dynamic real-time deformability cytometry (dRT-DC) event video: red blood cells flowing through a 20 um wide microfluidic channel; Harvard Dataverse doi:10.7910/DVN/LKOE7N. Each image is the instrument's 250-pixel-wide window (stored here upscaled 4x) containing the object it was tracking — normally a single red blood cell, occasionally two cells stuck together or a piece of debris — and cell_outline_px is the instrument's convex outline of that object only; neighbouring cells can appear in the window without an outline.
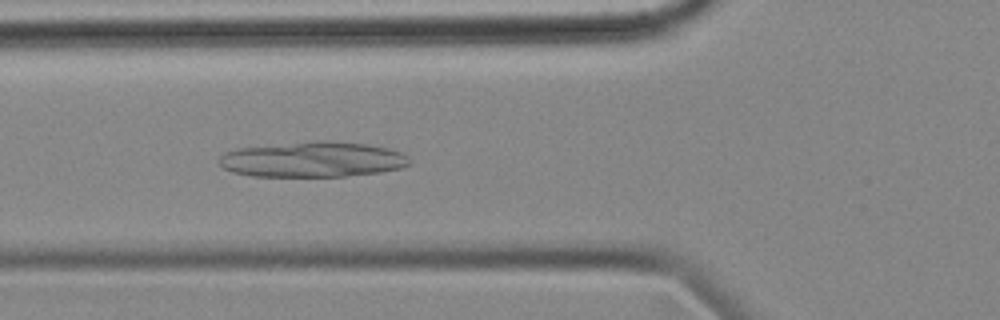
{"species": "common noctule bat (a hibernating species)", "species_latin": "Nyctalus noctula", "temperature_condition": "cold", "stored_images_in_passage": 56, "camera_frame_rate_fps": 3000, "um_per_image_px": 0.085, "animal": {"sex": "female", "body_mass_g": 18.4}, "frame": {"image": 1, "passage_image": 20, "time_ms": 6.333, "image_size_px": [1000, 320], "cell_outline_px": [[408, 164], [400, 168], [380, 172], [344, 176], [252, 176], [232, 172], [224, 168], [216, 160], [224, 152], [236, 148], [312, 140], [328, 140], [368, 144], [388, 148], [400, 152], [408, 156]], "centroid_in_image_um": [26.53, 13.54], "position_along_channel_um": 99.3, "area_um2": 39.54}}
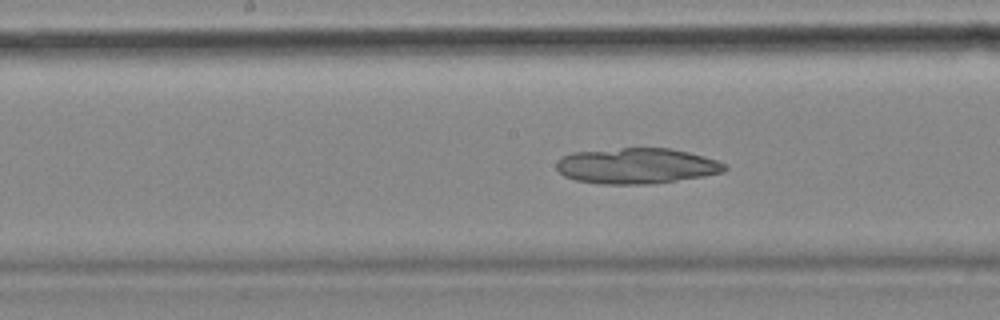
{"frame": {"image": 2, "passage_image": 28, "time_ms": 9.0, "image_size_px": [1000, 320], "cell_outline_px": [[728, 168], [724, 172], [704, 176], [648, 184], [600, 184], [576, 180], [564, 176], [556, 168], [556, 164], [564, 156], [572, 152], [620, 148], [672, 148], [704, 156], [728, 164]], "centroid_in_image_um": [54.14, 14.1], "position_along_channel_um": 194.1, "area_um2": 34.97}}
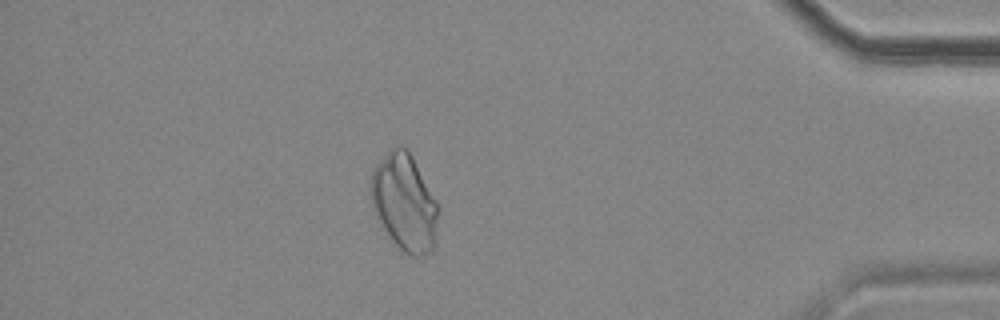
{"frame": {"image": 3, "passage_image": 49, "time_ms": 16.0, "image_size_px": [1000, 320], "cell_outline_px": [[440, 212], [436, 244], [424, 256], [412, 256], [404, 252], [392, 240], [376, 216], [372, 208], [372, 172], [376, 164], [392, 148], [400, 144], [408, 148], [436, 200], [440, 208]], "centroid_in_image_um": [34.43, 17.21], "position_along_channel_um": 400.8, "area_um2": 38.09}}